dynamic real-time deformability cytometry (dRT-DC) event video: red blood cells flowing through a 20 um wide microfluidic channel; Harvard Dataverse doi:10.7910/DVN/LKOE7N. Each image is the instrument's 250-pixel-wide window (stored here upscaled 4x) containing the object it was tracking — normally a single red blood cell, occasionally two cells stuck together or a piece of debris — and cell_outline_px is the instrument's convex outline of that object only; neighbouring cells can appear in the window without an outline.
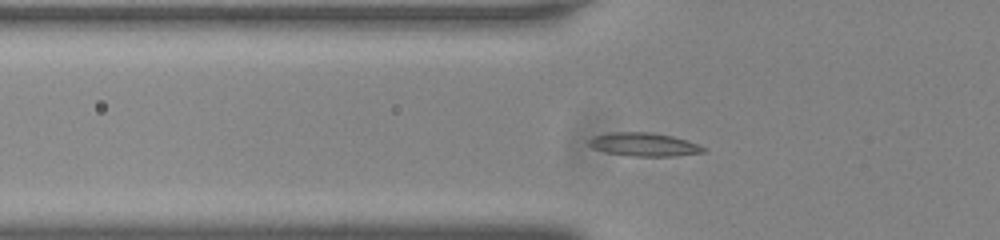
{"species": "common noctule bat (a hibernating species)", "species_latin": "Nyctalus noctula", "temperature_condition": "room temperature", "stored_images_in_passage": 50, "camera_frame_rate_fps": 3000, "um_per_image_px": 0.085, "animal": {"sex": "male", "body_mass_g": 20.0, "forearm_length_mm": 53.3}, "frame": {"image": 1, "passage_image": 13, "time_ms": 4.0, "image_size_px": [1000, 240], "cell_outline_px": [[708, 148], [704, 152], [672, 156], [636, 156], [604, 152], [592, 148], [588, 144], [588, 140], [592, 136], [612, 132], [652, 132], [672, 136], [688, 140]], "centroid_in_image_um": [54.73, 12.27], "position_along_channel_um": 71.1, "area_um2": 15.72}}
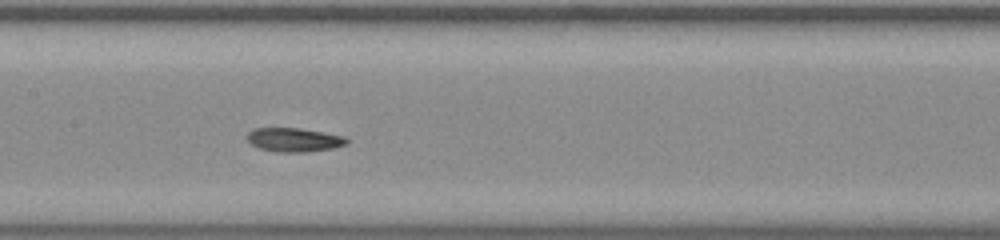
{"frame": {"image": 2, "passage_image": 22, "time_ms": 7.0, "image_size_px": [1000, 240], "cell_outline_px": [[348, 140], [344, 144], [332, 148], [304, 152], [276, 152], [260, 148], [252, 144], [244, 136], [248, 132], [256, 128], [300, 128], [344, 136]], "centroid_in_image_um": [24.94, 11.88], "position_along_channel_um": 182.5, "area_um2": 13.7}}
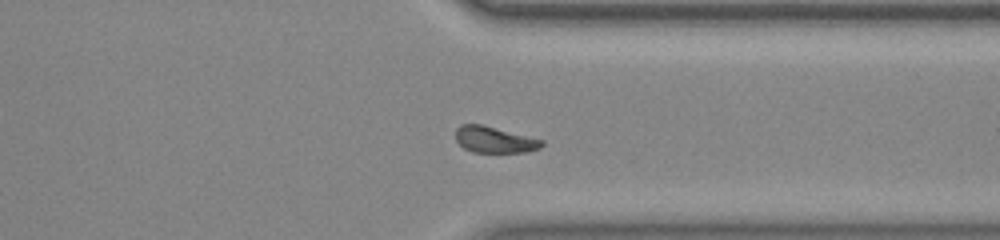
{"frame": {"image": 3, "passage_image": 37, "time_ms": 12.0, "image_size_px": [1000, 240], "cell_outline_px": [[544, 144], [540, 148], [524, 152], [472, 152], [464, 148], [456, 140], [456, 128], [460, 124], [480, 124], [544, 140]], "centroid_in_image_um": [42.02, 11.87], "position_along_channel_um": 369.4, "area_um2": 13.06}, "authors_computed_cell_mechanics": {"area_um2": 14.1032, "velocity_mm_per_s": 3.7373, "shape_relaxation_time_tau1_ms": 4.3865, "shape_relaxation_time_tau2_ms": 3.0201, "deformation_change_tau1": 0.14, "deformation_change_tau2": 0.068}}